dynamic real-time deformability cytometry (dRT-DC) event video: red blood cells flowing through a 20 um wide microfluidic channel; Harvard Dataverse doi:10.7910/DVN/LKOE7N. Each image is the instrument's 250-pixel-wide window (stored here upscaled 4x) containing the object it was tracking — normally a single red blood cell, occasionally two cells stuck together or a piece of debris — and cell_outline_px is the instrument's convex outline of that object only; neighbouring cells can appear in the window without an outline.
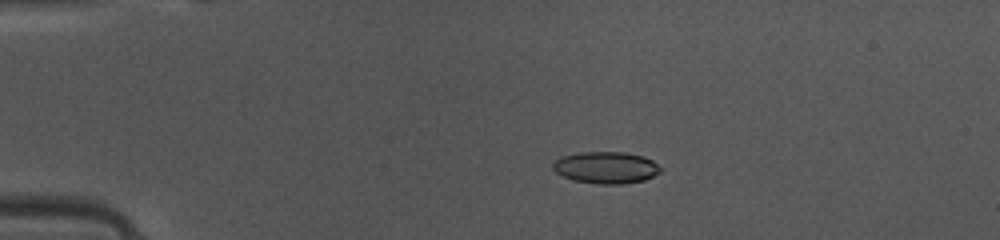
{"species": "common noctule bat (a hibernating species)", "species_latin": "Nyctalus noctula", "temperature_condition": "warm", "stored_images_in_passage": 49, "camera_frame_rate_fps": 3000, "um_per_image_px": 0.085, "animal": {"sex": "female", "body_mass_g": 10.0, "forearm_length_mm": 53.1}, "frame": {"image": 1, "passage_image": 11, "time_ms": 3.333, "image_size_px": [1000, 240], "cell_outline_px": [[660, 172], [644, 180], [624, 184], [596, 184], [572, 180], [556, 172], [552, 168], [552, 164], [560, 156], [580, 152], [624, 152], [644, 156], [652, 160], [660, 168]], "centroid_in_image_um": [51.48, 14.24], "position_along_channel_um": 33.5, "area_um2": 20.0}}
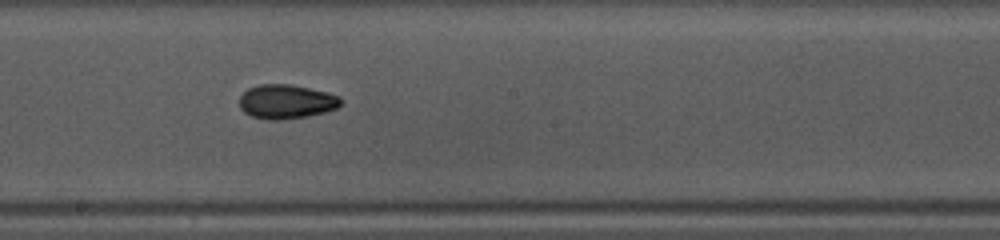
{"frame": {"image": 2, "passage_image": 28, "time_ms": 9.0, "image_size_px": [1000, 240], "cell_outline_px": [[344, 100], [336, 108], [324, 112], [308, 116], [280, 120], [268, 120], [252, 116], [244, 112], [240, 108], [240, 96], [248, 88], [260, 84], [288, 84], [328, 92], [340, 96]], "centroid_in_image_um": [24.34, 8.64], "position_along_channel_um": 223.9, "area_um2": 20.23}}
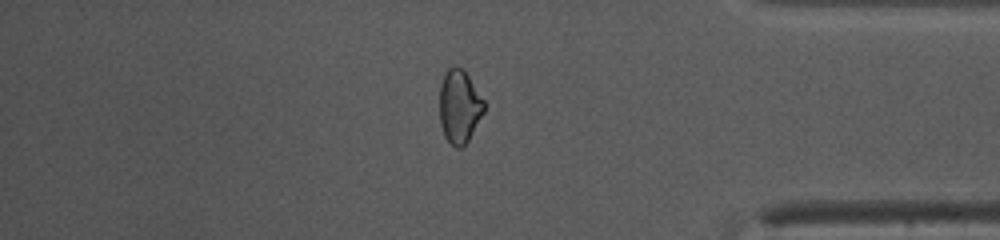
{"frame": {"image": 3, "passage_image": 42, "time_ms": 13.667, "image_size_px": [1000, 240], "cell_outline_px": [[484, 112], [468, 140], [460, 148], [456, 148], [444, 136], [440, 124], [440, 84], [444, 72], [448, 68], [456, 64], [464, 68], [484, 100]], "centroid_in_image_um": [39.04, 8.99], "position_along_channel_um": 396.2, "area_um2": 19.19}, "authors_computed_cell_mechanics": {"area_um2": 19.7098, "velocity_mm_per_s": 4.133, "shape_relaxation_time_tau1_ms": 9.5874, "shape_relaxation_time_tau2_ms": 3.1781, "deformation_change_tau1": 0.1556, "deformation_change_tau2": 0.079}}